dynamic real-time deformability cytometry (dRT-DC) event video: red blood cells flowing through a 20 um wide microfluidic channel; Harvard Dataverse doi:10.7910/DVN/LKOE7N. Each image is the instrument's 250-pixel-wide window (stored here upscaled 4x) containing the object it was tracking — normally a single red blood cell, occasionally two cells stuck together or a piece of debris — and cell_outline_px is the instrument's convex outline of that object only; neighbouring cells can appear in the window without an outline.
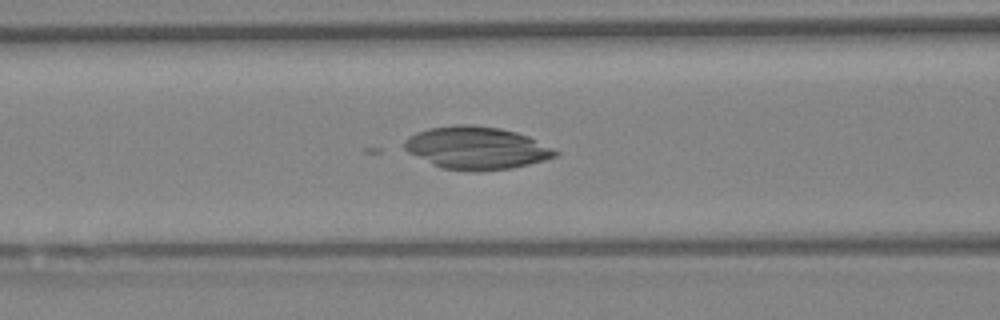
{"species": "Egyptian fruit bat (a non-hibernating species)", "species_latin": "Rousettus aegyptiacus", "temperature_condition": "warm", "stored_images_in_passage": 60, "camera_frame_rate_fps": 3000, "um_per_image_px": 0.085, "animal": {"sex": "female"}, "frame": {"image": 1, "passage_image": 25, "time_ms": 8.0, "image_size_px": [1000, 320], "cell_outline_px": [[560, 152], [556, 156], [544, 160], [512, 168], [480, 172], [472, 172], [440, 168], [408, 152], [404, 148], [404, 140], [408, 136], [416, 132], [428, 128], [456, 124], [472, 124], [500, 128], [516, 132], [528, 136]], "centroid_in_image_um": [40.47, 12.58], "position_along_channel_um": 126.1, "area_um2": 37.69}}
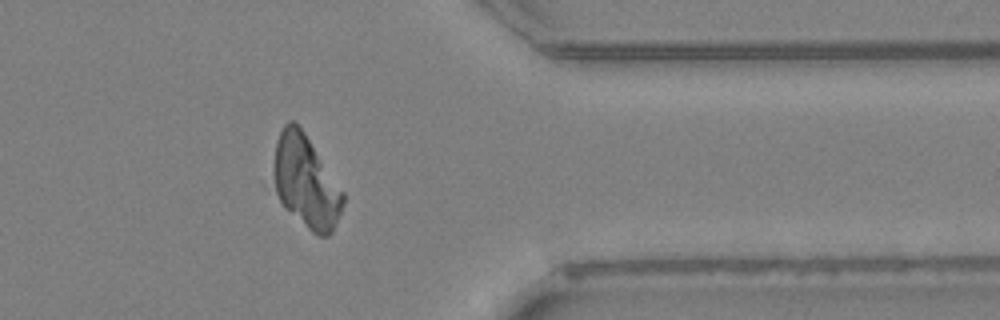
{"frame": {"image": 2, "passage_image": 49, "time_ms": 16.0, "image_size_px": [1000, 320], "cell_outline_px": [[344, 200], [340, 212], [332, 232], [328, 236], [320, 236], [312, 232], [284, 208], [268, 180], [276, 140], [284, 124], [288, 120], [292, 120], [304, 132], [344, 192]], "centroid_in_image_um": [25.91, 15.44], "position_along_channel_um": 385.5, "area_um2": 38.03}}
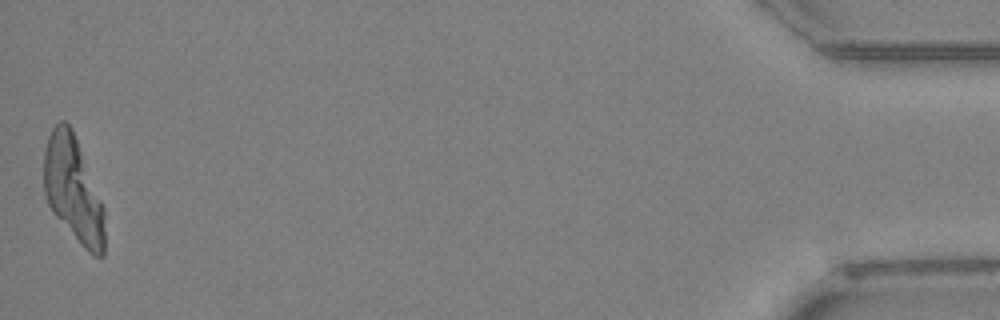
{"frame": {"image": 3, "passage_image": 60, "time_ms": 19.667, "image_size_px": [1000, 320], "cell_outline_px": [[104, 256], [92, 256], [80, 244], [56, 216], [48, 204], [44, 192], [44, 152], [48, 136], [52, 128], [60, 120], [64, 120], [72, 128], [104, 208]], "centroid_in_image_um": [6.21, 16.11], "position_along_channel_um": 429.0, "area_um2": 36.99}}